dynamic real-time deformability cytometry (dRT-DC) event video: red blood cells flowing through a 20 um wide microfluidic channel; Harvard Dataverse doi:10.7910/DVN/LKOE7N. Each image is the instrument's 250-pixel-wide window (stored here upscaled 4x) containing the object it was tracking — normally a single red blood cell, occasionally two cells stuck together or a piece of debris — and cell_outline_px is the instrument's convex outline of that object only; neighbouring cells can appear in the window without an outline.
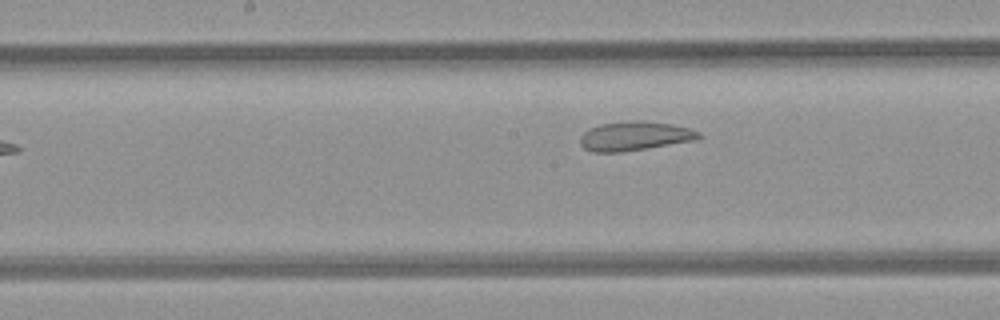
{"species": "common noctule bat (a hibernating species)", "species_latin": "Nyctalus noctula", "temperature_condition": "room temperature", "stored_images_in_passage": 9, "camera_frame_rate_fps": 3000, "um_per_image_px": 0.085, "animal": {"sex": "female", "body_mass_g": 21.9}, "frame": {"image": 1, "passage_image": 9, "time_ms": 9.333, "image_size_px": [1000, 320], "cell_outline_px": [[704, 136], [696, 140], [620, 152], [592, 152], [584, 148], [580, 144], [580, 136], [588, 128], [600, 124], [632, 120], [644, 120], [672, 124], [692, 128], [700, 132]], "centroid_in_image_um": [53.97, 11.55], "position_along_channel_um": 194.2, "area_um2": 20.35}}